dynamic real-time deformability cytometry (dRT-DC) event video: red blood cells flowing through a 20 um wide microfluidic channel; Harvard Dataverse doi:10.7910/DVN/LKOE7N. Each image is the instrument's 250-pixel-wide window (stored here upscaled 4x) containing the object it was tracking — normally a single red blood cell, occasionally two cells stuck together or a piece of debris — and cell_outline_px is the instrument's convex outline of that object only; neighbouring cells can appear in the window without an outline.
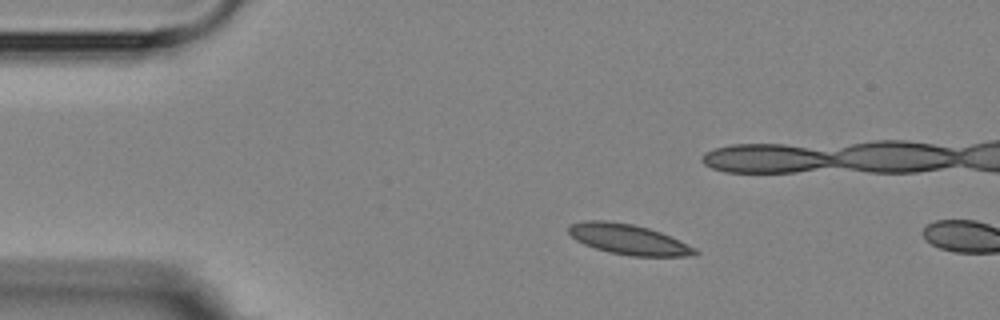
{"species": "Egyptian fruit bat (a non-hibernating species)", "species_latin": "Rousettus aegyptiacus", "temperature_condition": "room temperature", "stored_images_in_passage": 3, "camera_frame_rate_fps": 3000, "um_per_image_px": 0.085, "animal": {"sex": "female"}, "frame": {"image": 1, "passage_image": 2, "time_ms": 1.0, "image_size_px": [1000, 320], "cell_outline_px": [[700, 252], [696, 256], [632, 256], [608, 252], [584, 244], [576, 240], [568, 232], [568, 224], [584, 220], [604, 220], [632, 224], [648, 228], [660, 232], [680, 240], [696, 248]], "centroid_in_image_um": [53.43, 20.34], "position_along_channel_um": 31.6, "area_um2": 22.43}}